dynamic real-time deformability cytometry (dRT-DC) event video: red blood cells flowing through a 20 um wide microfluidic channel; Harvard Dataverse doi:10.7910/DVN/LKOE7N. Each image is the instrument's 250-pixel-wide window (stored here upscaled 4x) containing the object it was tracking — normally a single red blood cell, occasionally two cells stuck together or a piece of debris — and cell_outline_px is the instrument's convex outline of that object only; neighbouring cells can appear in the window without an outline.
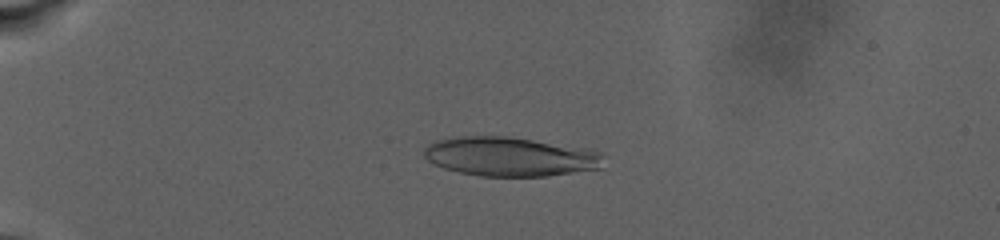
{"species": "human", "species_latin": "Homo sapiens", "temperature_condition": "warm", "stored_images_in_passage": 122, "camera_frame_rate_fps": 3000, "um_per_image_px": 0.085, "donor": {"sex": "male"}, "frame": {"image": 1, "passage_image": 35, "time_ms": 7.667, "image_size_px": [1000, 240], "cell_outline_px": [[604, 168], [548, 176], [480, 176], [460, 172], [444, 168], [428, 160], [424, 156], [424, 148], [428, 144], [436, 140], [452, 136], [508, 136], [588, 148], [604, 152]], "centroid_in_image_um": [43.43, 13.3], "position_along_channel_um": 41.6, "area_um2": 41.56}}
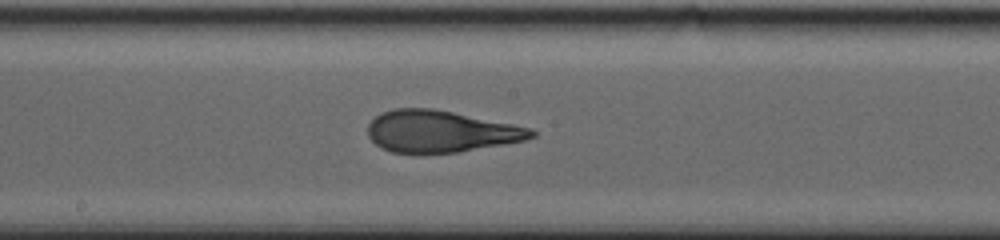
{"frame": {"image": 2, "passage_image": 75, "time_ms": 16.667, "image_size_px": [1000, 240], "cell_outline_px": [[536, 136], [524, 140], [504, 144], [456, 152], [416, 156], [392, 152], [380, 148], [368, 136], [368, 124], [380, 112], [392, 108], [432, 108], [532, 128], [536, 132]], "centroid_in_image_um": [37.38, 11.2], "position_along_channel_um": 210.8, "area_um2": 40.34}}
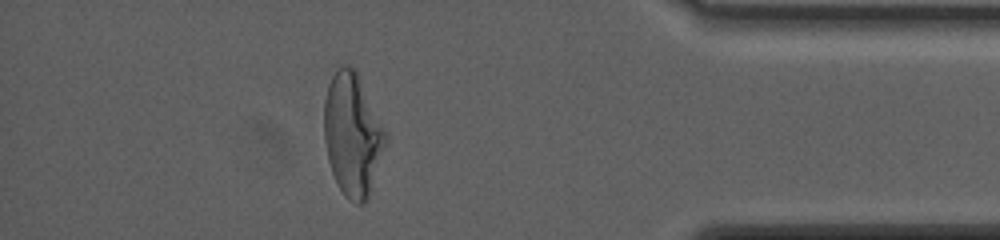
{"frame": {"image": 3, "passage_image": 109, "time_ms": 25.333, "image_size_px": [1000, 240], "cell_outline_px": [[388, 140], [368, 196], [364, 204], [356, 204], [348, 200], [344, 196], [332, 172], [328, 160], [324, 140], [324, 100], [328, 84], [336, 68], [344, 64], [348, 64], [356, 68], [388, 132]], "centroid_in_image_um": [29.98, 11.38], "position_along_channel_um": 405.2, "area_um2": 44.68}, "authors_computed_cell_mechanics": {"area_um2": 41.5004, "velocity_mm_per_s": 2.5586, "shape_relaxation_time_tau1_ms": 10.563, "shape_relaxation_time_tau2_ms": 1.3925, "deformation_change_tau1": 0.3096, "deformation_change_tau2": 0.0844}}